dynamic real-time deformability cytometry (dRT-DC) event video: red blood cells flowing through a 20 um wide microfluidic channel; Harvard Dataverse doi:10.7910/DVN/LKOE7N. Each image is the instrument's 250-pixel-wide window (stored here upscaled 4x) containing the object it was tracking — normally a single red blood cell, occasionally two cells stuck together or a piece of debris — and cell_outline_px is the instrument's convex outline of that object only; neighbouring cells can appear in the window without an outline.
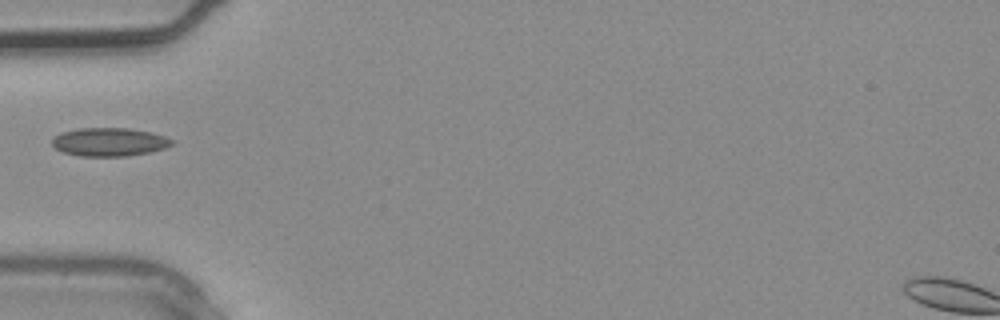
{"species": "common noctule bat (a hibernating species)", "species_latin": "Nyctalus noctula", "temperature_condition": "warm", "stored_images_in_passage": 2, "camera_frame_rate_fps": 3000, "um_per_image_px": 0.085, "animal": {"sex": "male", "body_mass_g": 20.4}, "frame": {"image": 1, "passage_image": 2, "time_ms": 0.333, "image_size_px": [1000, 320], "cell_outline_px": [[176, 140], [172, 144], [164, 148], [148, 152], [128, 156], [80, 156], [64, 152], [56, 148], [52, 144], [52, 140], [60, 132], [80, 128], [128, 128], [152, 132]], "centroid_in_image_um": [9.31, 12.06], "position_along_channel_um": 75.7, "area_um2": 19.77}}